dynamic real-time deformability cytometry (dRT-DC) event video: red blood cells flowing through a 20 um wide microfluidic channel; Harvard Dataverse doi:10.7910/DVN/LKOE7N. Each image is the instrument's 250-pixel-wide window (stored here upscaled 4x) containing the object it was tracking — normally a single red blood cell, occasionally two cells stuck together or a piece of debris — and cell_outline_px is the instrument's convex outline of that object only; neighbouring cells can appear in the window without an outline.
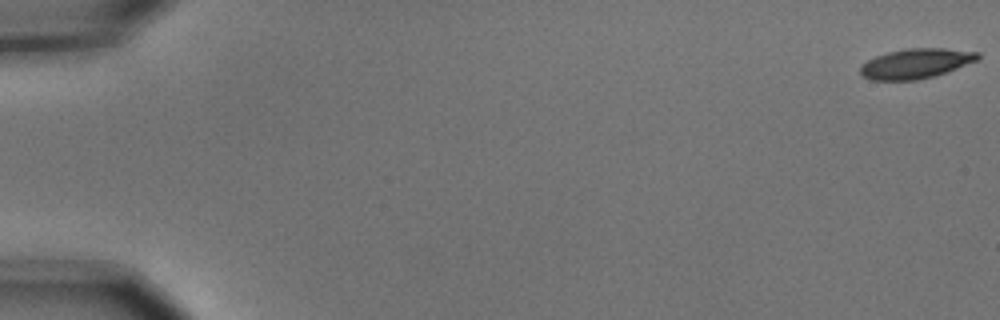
{"species": "common noctule bat (a hibernating species)", "species_latin": "Nyctalus noctula", "temperature_condition": "cold", "stored_images_in_passage": 8, "camera_frame_rate_fps": 3000, "um_per_image_px": 0.085, "animal": {"sex": "male", "body_mass_g": 15.6}, "frame": {"image": 1, "passage_image": 1, "time_ms": 0.0, "image_size_px": [1000, 320], "cell_outline_px": [[980, 56], [976, 60], [956, 68], [932, 76], [916, 80], [872, 80], [864, 76], [860, 72], [860, 68], [868, 60], [876, 56], [888, 52], [908, 48], [944, 48], [980, 52]], "centroid_in_image_um": [77.84, 5.39], "position_along_channel_um": 7.2, "area_um2": 20.06}}
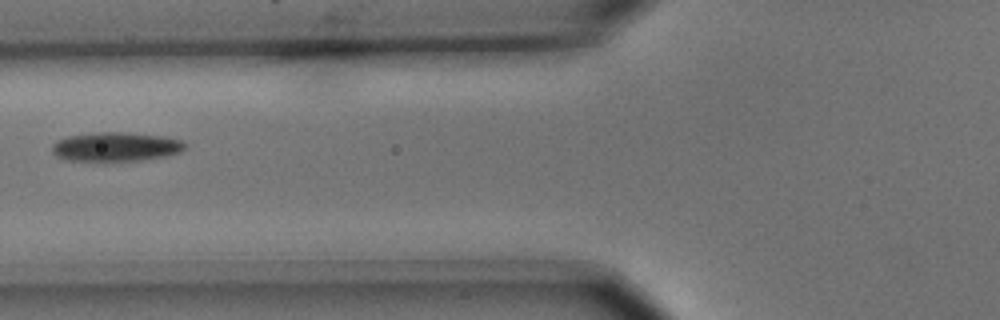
{"frame": {"image": 2, "passage_image": 7, "time_ms": 2.0, "image_size_px": [1000, 320], "cell_outline_px": [[188, 148], [180, 152], [168, 156], [140, 160], [104, 164], [64, 160], [56, 156], [52, 152], [52, 144], [56, 140], [68, 136], [96, 132], [124, 132], [160, 136], [180, 140], [188, 144]], "centroid_in_image_um": [9.8, 12.53], "position_along_channel_um": 116.0, "area_um2": 23.64}}
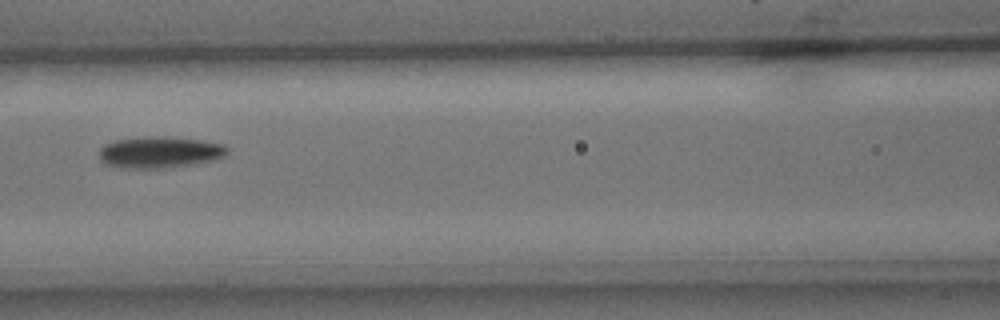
{"frame": {"image": 3, "passage_image": 8, "time_ms": 2.333, "image_size_px": [1000, 320], "cell_outline_px": [[228, 152], [224, 156], [212, 160], [192, 164], [164, 168], [132, 168], [104, 164], [100, 160], [100, 148], [104, 144], [116, 140], [144, 136], [164, 136], [200, 140], [224, 144], [228, 148]], "centroid_in_image_um": [13.57, 12.93], "position_along_channel_um": 153.0, "area_um2": 23.41}}